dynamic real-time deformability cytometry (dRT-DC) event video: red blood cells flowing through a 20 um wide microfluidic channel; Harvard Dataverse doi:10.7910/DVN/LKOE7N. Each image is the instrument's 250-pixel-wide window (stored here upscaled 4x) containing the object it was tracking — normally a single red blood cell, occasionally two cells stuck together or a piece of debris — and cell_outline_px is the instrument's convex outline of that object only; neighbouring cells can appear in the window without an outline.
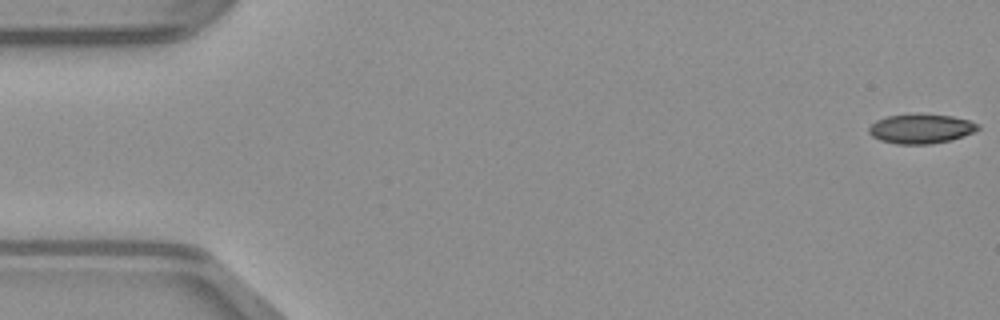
{"species": "common noctule bat (a hibernating species)", "species_latin": "Nyctalus noctula", "temperature_condition": "warm", "stored_images_in_passage": 49, "camera_frame_rate_fps": 3000, "um_per_image_px": 0.085, "animal": {"sex": "male", "body_mass_g": 23.1, "forearm_length_mm": 52.7}, "frame": {"image": 1, "passage_image": 1, "time_ms": 0.0, "image_size_px": [1000, 320], "cell_outline_px": [[980, 128], [964, 136], [952, 140], [932, 144], [896, 144], [880, 140], [872, 136], [868, 132], [868, 128], [876, 120], [888, 116], [952, 116], [968, 120], [980, 124]], "centroid_in_image_um": [78.29, 10.98], "position_along_channel_um": 6.7, "area_um2": 18.21}}
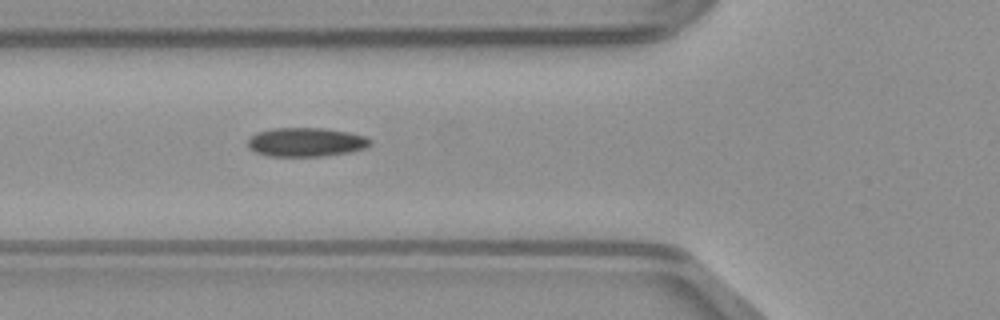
{"frame": {"image": 2, "passage_image": 18, "time_ms": 5.667, "image_size_px": [1000, 320], "cell_outline_px": [[372, 144], [368, 148], [352, 152], [324, 156], [268, 156], [256, 152], [248, 148], [248, 140], [256, 132], [272, 128], [324, 128], [348, 132], [364, 136], [372, 140]], "centroid_in_image_um": [26.04, 12.08], "position_along_channel_um": 99.8, "area_um2": 20.87}}
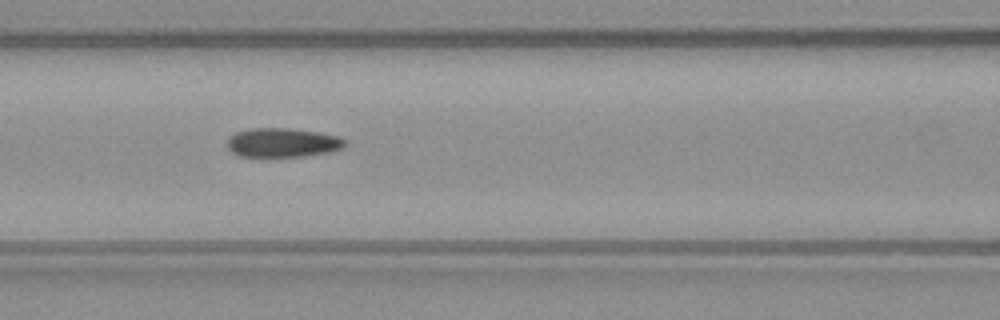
{"frame": {"image": 3, "passage_image": 21, "time_ms": 6.667, "image_size_px": [1000, 320], "cell_outline_px": [[344, 148], [328, 152], [304, 156], [240, 156], [232, 152], [228, 148], [228, 136], [236, 132], [252, 128], [292, 128], [320, 132], [340, 136], [344, 140]], "centroid_in_image_um": [24.02, 12.11], "position_along_channel_um": 142.6, "area_um2": 20.0}}